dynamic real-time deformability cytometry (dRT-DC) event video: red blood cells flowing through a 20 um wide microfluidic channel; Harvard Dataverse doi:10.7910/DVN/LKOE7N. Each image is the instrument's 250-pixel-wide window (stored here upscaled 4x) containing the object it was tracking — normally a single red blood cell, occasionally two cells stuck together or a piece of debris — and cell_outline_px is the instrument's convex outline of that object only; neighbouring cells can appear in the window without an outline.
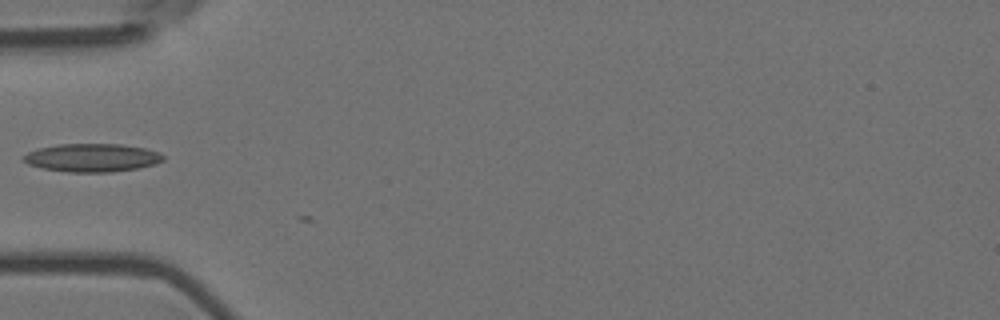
{"species": "Egyptian fruit bat (a non-hibernating species)", "species_latin": "Rousettus aegyptiacus", "temperature_condition": "room temperature", "stored_images_in_passage": 5, "camera_frame_rate_fps": 3000, "um_per_image_px": 0.085, "animal": {"sex": "female"}, "frame": {"image": 1, "passage_image": 4, "time_ms": 1.0, "image_size_px": [1000, 320], "cell_outline_px": [[164, 160], [156, 164], [140, 168], [108, 172], [68, 172], [40, 168], [28, 164], [20, 160], [20, 156], [28, 152], [40, 148], [56, 144], [120, 144], [144, 148], [160, 152], [164, 156]], "centroid_in_image_um": [7.8, 13.41], "position_along_channel_um": 77.2, "area_um2": 23.24}}
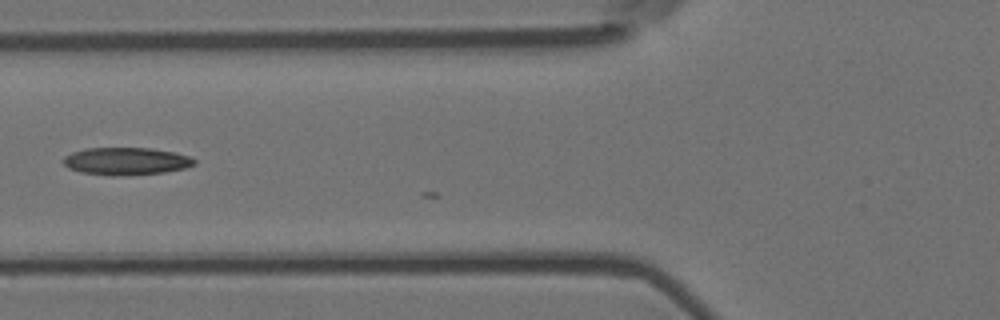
{"frame": {"image": 2, "passage_image": 5, "time_ms": 1.333, "image_size_px": [1000, 320], "cell_outline_px": [[196, 164], [184, 168], [164, 172], [120, 176], [112, 176], [80, 172], [68, 168], [64, 164], [64, 156], [72, 152], [84, 148], [152, 148], [176, 152], [192, 156], [196, 160]], "centroid_in_image_um": [10.74, 13.69], "position_along_channel_um": 115.1, "area_um2": 21.21}}